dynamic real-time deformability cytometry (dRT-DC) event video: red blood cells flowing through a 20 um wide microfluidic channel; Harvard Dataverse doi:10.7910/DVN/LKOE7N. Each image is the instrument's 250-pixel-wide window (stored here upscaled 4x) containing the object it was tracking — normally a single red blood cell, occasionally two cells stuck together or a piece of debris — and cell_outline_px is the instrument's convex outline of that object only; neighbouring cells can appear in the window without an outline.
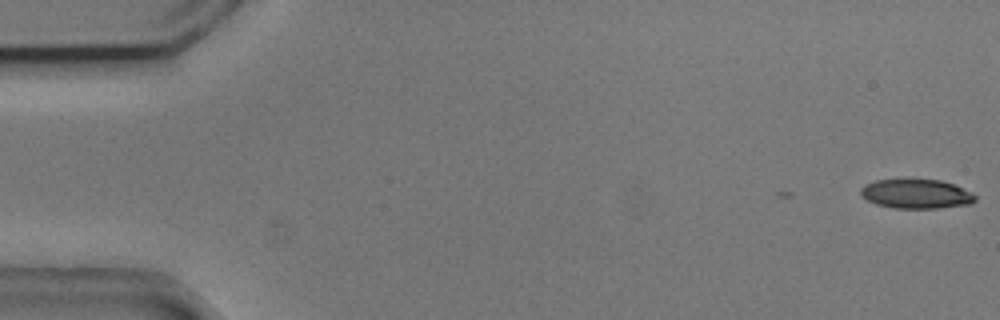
{"species": "common noctule bat (a hibernating species)", "species_latin": "Nyctalus noctula", "temperature_condition": "cold", "stored_images_in_passage": 4, "camera_frame_rate_fps": 3000, "um_per_image_px": 0.085, "animal": {"sex": "male", "body_mass_g": 20.5, "forearm_length_mm": 52.5}, "frame": {"image": 1, "passage_image": 1, "time_ms": 0.0, "image_size_px": [1000, 320], "cell_outline_px": [[976, 200], [972, 204], [936, 208], [896, 208], [876, 204], [860, 196], [860, 188], [864, 184], [876, 180], [940, 180], [952, 184], [972, 192], [976, 196]], "centroid_in_image_um": [77.87, 16.49], "position_along_channel_um": 7.1, "area_um2": 19.48}}